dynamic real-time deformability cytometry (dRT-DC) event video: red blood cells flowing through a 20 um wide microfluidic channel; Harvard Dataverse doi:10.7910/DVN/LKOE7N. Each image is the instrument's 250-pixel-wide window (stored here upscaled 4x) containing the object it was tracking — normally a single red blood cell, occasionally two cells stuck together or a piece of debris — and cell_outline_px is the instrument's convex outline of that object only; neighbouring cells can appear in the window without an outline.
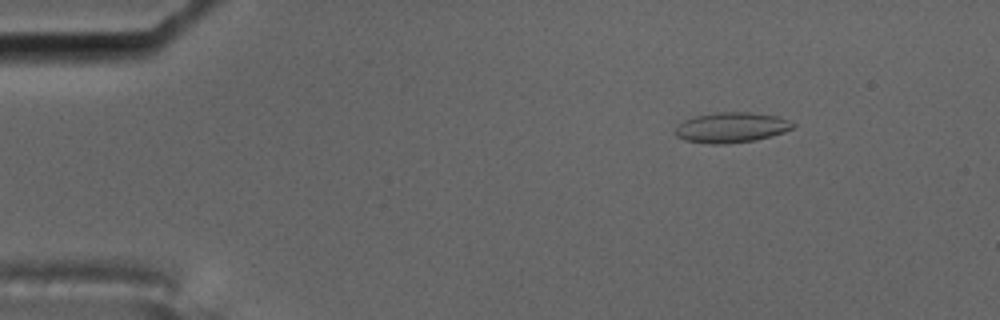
{"species": "common noctule bat (a hibernating species)", "species_latin": "Nyctalus noctula", "temperature_condition": "cold", "stored_images_in_passage": 9, "camera_frame_rate_fps": 3000, "um_per_image_px": 0.085, "animal": {"sex": "male", "body_mass_g": 17.5, "forearm_length_mm": 52.3}, "frame": {"image": 1, "passage_image": 3, "time_ms": 0.667, "image_size_px": [1000, 320], "cell_outline_px": [[796, 124], [792, 128], [784, 132], [772, 136], [756, 140], [724, 144], [712, 144], [684, 140], [676, 136], [676, 128], [684, 120], [696, 116], [716, 112], [748, 112], [776, 116], [788, 120]], "centroid_in_image_um": [62.18, 10.84], "position_along_channel_um": 22.8, "area_um2": 20.63}}